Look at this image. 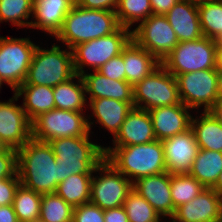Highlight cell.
<instances>
[{
    "instance_id": "cell-17",
    "label": "cell",
    "mask_w": 222,
    "mask_h": 222,
    "mask_svg": "<svg viewBox=\"0 0 222 222\" xmlns=\"http://www.w3.org/2000/svg\"><path fill=\"white\" fill-rule=\"evenodd\" d=\"M136 190L163 218H172L175 209L171 197L170 173L142 177L133 183Z\"/></svg>"
},
{
    "instance_id": "cell-12",
    "label": "cell",
    "mask_w": 222,
    "mask_h": 222,
    "mask_svg": "<svg viewBox=\"0 0 222 222\" xmlns=\"http://www.w3.org/2000/svg\"><path fill=\"white\" fill-rule=\"evenodd\" d=\"M180 101L190 109L210 111L218 100V72L206 69L176 77Z\"/></svg>"
},
{
    "instance_id": "cell-39",
    "label": "cell",
    "mask_w": 222,
    "mask_h": 222,
    "mask_svg": "<svg viewBox=\"0 0 222 222\" xmlns=\"http://www.w3.org/2000/svg\"><path fill=\"white\" fill-rule=\"evenodd\" d=\"M19 177L17 173V150L7 148L0 153V179Z\"/></svg>"
},
{
    "instance_id": "cell-5",
    "label": "cell",
    "mask_w": 222,
    "mask_h": 222,
    "mask_svg": "<svg viewBox=\"0 0 222 222\" xmlns=\"http://www.w3.org/2000/svg\"><path fill=\"white\" fill-rule=\"evenodd\" d=\"M75 75L72 50L53 43L50 49L36 47L23 84L55 87Z\"/></svg>"
},
{
    "instance_id": "cell-25",
    "label": "cell",
    "mask_w": 222,
    "mask_h": 222,
    "mask_svg": "<svg viewBox=\"0 0 222 222\" xmlns=\"http://www.w3.org/2000/svg\"><path fill=\"white\" fill-rule=\"evenodd\" d=\"M14 93L23 97L22 107L31 122L40 114L55 108L53 87L22 84Z\"/></svg>"
},
{
    "instance_id": "cell-4",
    "label": "cell",
    "mask_w": 222,
    "mask_h": 222,
    "mask_svg": "<svg viewBox=\"0 0 222 222\" xmlns=\"http://www.w3.org/2000/svg\"><path fill=\"white\" fill-rule=\"evenodd\" d=\"M90 135L48 141L58 163L59 183L73 174H93L105 159L104 146L92 143Z\"/></svg>"
},
{
    "instance_id": "cell-13",
    "label": "cell",
    "mask_w": 222,
    "mask_h": 222,
    "mask_svg": "<svg viewBox=\"0 0 222 222\" xmlns=\"http://www.w3.org/2000/svg\"><path fill=\"white\" fill-rule=\"evenodd\" d=\"M132 39L160 62L179 43L165 15L151 14L132 29Z\"/></svg>"
},
{
    "instance_id": "cell-26",
    "label": "cell",
    "mask_w": 222,
    "mask_h": 222,
    "mask_svg": "<svg viewBox=\"0 0 222 222\" xmlns=\"http://www.w3.org/2000/svg\"><path fill=\"white\" fill-rule=\"evenodd\" d=\"M201 113L199 118L196 115L191 119V130L199 149L222 152V124L212 112Z\"/></svg>"
},
{
    "instance_id": "cell-33",
    "label": "cell",
    "mask_w": 222,
    "mask_h": 222,
    "mask_svg": "<svg viewBox=\"0 0 222 222\" xmlns=\"http://www.w3.org/2000/svg\"><path fill=\"white\" fill-rule=\"evenodd\" d=\"M170 184L174 209L185 203H189L205 188L189 173L170 174Z\"/></svg>"
},
{
    "instance_id": "cell-20",
    "label": "cell",
    "mask_w": 222,
    "mask_h": 222,
    "mask_svg": "<svg viewBox=\"0 0 222 222\" xmlns=\"http://www.w3.org/2000/svg\"><path fill=\"white\" fill-rule=\"evenodd\" d=\"M76 0H34L30 28L40 29L53 37L63 26L67 13Z\"/></svg>"
},
{
    "instance_id": "cell-51",
    "label": "cell",
    "mask_w": 222,
    "mask_h": 222,
    "mask_svg": "<svg viewBox=\"0 0 222 222\" xmlns=\"http://www.w3.org/2000/svg\"><path fill=\"white\" fill-rule=\"evenodd\" d=\"M3 83H5V82L0 77V89L2 88L1 86L3 85Z\"/></svg>"
},
{
    "instance_id": "cell-44",
    "label": "cell",
    "mask_w": 222,
    "mask_h": 222,
    "mask_svg": "<svg viewBox=\"0 0 222 222\" xmlns=\"http://www.w3.org/2000/svg\"><path fill=\"white\" fill-rule=\"evenodd\" d=\"M0 222H19L13 205L0 206Z\"/></svg>"
},
{
    "instance_id": "cell-6",
    "label": "cell",
    "mask_w": 222,
    "mask_h": 222,
    "mask_svg": "<svg viewBox=\"0 0 222 222\" xmlns=\"http://www.w3.org/2000/svg\"><path fill=\"white\" fill-rule=\"evenodd\" d=\"M84 114L56 108L42 113L31 122L32 139L48 142L56 138L87 136L94 121Z\"/></svg>"
},
{
    "instance_id": "cell-43",
    "label": "cell",
    "mask_w": 222,
    "mask_h": 222,
    "mask_svg": "<svg viewBox=\"0 0 222 222\" xmlns=\"http://www.w3.org/2000/svg\"><path fill=\"white\" fill-rule=\"evenodd\" d=\"M179 0H150L153 14L165 15Z\"/></svg>"
},
{
    "instance_id": "cell-31",
    "label": "cell",
    "mask_w": 222,
    "mask_h": 222,
    "mask_svg": "<svg viewBox=\"0 0 222 222\" xmlns=\"http://www.w3.org/2000/svg\"><path fill=\"white\" fill-rule=\"evenodd\" d=\"M198 14L203 36L218 41L222 36V0L198 5Z\"/></svg>"
},
{
    "instance_id": "cell-11",
    "label": "cell",
    "mask_w": 222,
    "mask_h": 222,
    "mask_svg": "<svg viewBox=\"0 0 222 222\" xmlns=\"http://www.w3.org/2000/svg\"><path fill=\"white\" fill-rule=\"evenodd\" d=\"M95 172L100 175L92 176L90 202L102 210L123 206L133 183L106 159L96 167Z\"/></svg>"
},
{
    "instance_id": "cell-14",
    "label": "cell",
    "mask_w": 222,
    "mask_h": 222,
    "mask_svg": "<svg viewBox=\"0 0 222 222\" xmlns=\"http://www.w3.org/2000/svg\"><path fill=\"white\" fill-rule=\"evenodd\" d=\"M18 96L6 102L0 101V140L15 150L20 149L32 138L31 121L27 117L22 105L15 104Z\"/></svg>"
},
{
    "instance_id": "cell-32",
    "label": "cell",
    "mask_w": 222,
    "mask_h": 222,
    "mask_svg": "<svg viewBox=\"0 0 222 222\" xmlns=\"http://www.w3.org/2000/svg\"><path fill=\"white\" fill-rule=\"evenodd\" d=\"M74 207L57 193L42 195L38 222H72Z\"/></svg>"
},
{
    "instance_id": "cell-23",
    "label": "cell",
    "mask_w": 222,
    "mask_h": 222,
    "mask_svg": "<svg viewBox=\"0 0 222 222\" xmlns=\"http://www.w3.org/2000/svg\"><path fill=\"white\" fill-rule=\"evenodd\" d=\"M122 56L126 81L132 86L149 76L161 65L155 56L140 47L133 39L122 49Z\"/></svg>"
},
{
    "instance_id": "cell-3",
    "label": "cell",
    "mask_w": 222,
    "mask_h": 222,
    "mask_svg": "<svg viewBox=\"0 0 222 222\" xmlns=\"http://www.w3.org/2000/svg\"><path fill=\"white\" fill-rule=\"evenodd\" d=\"M119 27L115 11L87 9L75 3L55 37L72 50L81 43L110 35Z\"/></svg>"
},
{
    "instance_id": "cell-41",
    "label": "cell",
    "mask_w": 222,
    "mask_h": 222,
    "mask_svg": "<svg viewBox=\"0 0 222 222\" xmlns=\"http://www.w3.org/2000/svg\"><path fill=\"white\" fill-rule=\"evenodd\" d=\"M76 4L87 9L115 11L118 0H76Z\"/></svg>"
},
{
    "instance_id": "cell-48",
    "label": "cell",
    "mask_w": 222,
    "mask_h": 222,
    "mask_svg": "<svg viewBox=\"0 0 222 222\" xmlns=\"http://www.w3.org/2000/svg\"><path fill=\"white\" fill-rule=\"evenodd\" d=\"M218 99H222V73H218Z\"/></svg>"
},
{
    "instance_id": "cell-8",
    "label": "cell",
    "mask_w": 222,
    "mask_h": 222,
    "mask_svg": "<svg viewBox=\"0 0 222 222\" xmlns=\"http://www.w3.org/2000/svg\"><path fill=\"white\" fill-rule=\"evenodd\" d=\"M131 39L132 30L120 26L110 35L76 45L72 49L75 74L85 73L86 66L97 70L107 61L121 54L122 49Z\"/></svg>"
},
{
    "instance_id": "cell-37",
    "label": "cell",
    "mask_w": 222,
    "mask_h": 222,
    "mask_svg": "<svg viewBox=\"0 0 222 222\" xmlns=\"http://www.w3.org/2000/svg\"><path fill=\"white\" fill-rule=\"evenodd\" d=\"M72 222H105L104 210L91 202L76 206Z\"/></svg>"
},
{
    "instance_id": "cell-36",
    "label": "cell",
    "mask_w": 222,
    "mask_h": 222,
    "mask_svg": "<svg viewBox=\"0 0 222 222\" xmlns=\"http://www.w3.org/2000/svg\"><path fill=\"white\" fill-rule=\"evenodd\" d=\"M123 208L129 222H160L162 220L150 203L134 189L128 193Z\"/></svg>"
},
{
    "instance_id": "cell-29",
    "label": "cell",
    "mask_w": 222,
    "mask_h": 222,
    "mask_svg": "<svg viewBox=\"0 0 222 222\" xmlns=\"http://www.w3.org/2000/svg\"><path fill=\"white\" fill-rule=\"evenodd\" d=\"M93 174H73L58 184L56 193L73 207L90 202Z\"/></svg>"
},
{
    "instance_id": "cell-9",
    "label": "cell",
    "mask_w": 222,
    "mask_h": 222,
    "mask_svg": "<svg viewBox=\"0 0 222 222\" xmlns=\"http://www.w3.org/2000/svg\"><path fill=\"white\" fill-rule=\"evenodd\" d=\"M134 107L150 110L181 103L175 76L162 65L133 86Z\"/></svg>"
},
{
    "instance_id": "cell-47",
    "label": "cell",
    "mask_w": 222,
    "mask_h": 222,
    "mask_svg": "<svg viewBox=\"0 0 222 222\" xmlns=\"http://www.w3.org/2000/svg\"><path fill=\"white\" fill-rule=\"evenodd\" d=\"M212 189L215 190L220 196H222V171L219 174L218 179Z\"/></svg>"
},
{
    "instance_id": "cell-22",
    "label": "cell",
    "mask_w": 222,
    "mask_h": 222,
    "mask_svg": "<svg viewBox=\"0 0 222 222\" xmlns=\"http://www.w3.org/2000/svg\"><path fill=\"white\" fill-rule=\"evenodd\" d=\"M165 16L179 42L193 41L203 36L197 5L179 0Z\"/></svg>"
},
{
    "instance_id": "cell-42",
    "label": "cell",
    "mask_w": 222,
    "mask_h": 222,
    "mask_svg": "<svg viewBox=\"0 0 222 222\" xmlns=\"http://www.w3.org/2000/svg\"><path fill=\"white\" fill-rule=\"evenodd\" d=\"M105 222H129L123 206L104 210Z\"/></svg>"
},
{
    "instance_id": "cell-15",
    "label": "cell",
    "mask_w": 222,
    "mask_h": 222,
    "mask_svg": "<svg viewBox=\"0 0 222 222\" xmlns=\"http://www.w3.org/2000/svg\"><path fill=\"white\" fill-rule=\"evenodd\" d=\"M175 222H222V196L212 188H204L189 203L175 209Z\"/></svg>"
},
{
    "instance_id": "cell-18",
    "label": "cell",
    "mask_w": 222,
    "mask_h": 222,
    "mask_svg": "<svg viewBox=\"0 0 222 222\" xmlns=\"http://www.w3.org/2000/svg\"><path fill=\"white\" fill-rule=\"evenodd\" d=\"M190 110L182 102L178 105L161 106L148 110L156 139L163 141L191 129Z\"/></svg>"
},
{
    "instance_id": "cell-19",
    "label": "cell",
    "mask_w": 222,
    "mask_h": 222,
    "mask_svg": "<svg viewBox=\"0 0 222 222\" xmlns=\"http://www.w3.org/2000/svg\"><path fill=\"white\" fill-rule=\"evenodd\" d=\"M154 140L156 137L149 112L133 107L112 141L113 146H128L145 144Z\"/></svg>"
},
{
    "instance_id": "cell-49",
    "label": "cell",
    "mask_w": 222,
    "mask_h": 222,
    "mask_svg": "<svg viewBox=\"0 0 222 222\" xmlns=\"http://www.w3.org/2000/svg\"><path fill=\"white\" fill-rule=\"evenodd\" d=\"M185 1H188V2L198 6L200 4H204L206 2L214 1V0H185Z\"/></svg>"
},
{
    "instance_id": "cell-7",
    "label": "cell",
    "mask_w": 222,
    "mask_h": 222,
    "mask_svg": "<svg viewBox=\"0 0 222 222\" xmlns=\"http://www.w3.org/2000/svg\"><path fill=\"white\" fill-rule=\"evenodd\" d=\"M217 41L206 36L179 42L162 60L161 65L175 77L206 69H215Z\"/></svg>"
},
{
    "instance_id": "cell-35",
    "label": "cell",
    "mask_w": 222,
    "mask_h": 222,
    "mask_svg": "<svg viewBox=\"0 0 222 222\" xmlns=\"http://www.w3.org/2000/svg\"><path fill=\"white\" fill-rule=\"evenodd\" d=\"M34 0H0V22H11L17 27H30Z\"/></svg>"
},
{
    "instance_id": "cell-24",
    "label": "cell",
    "mask_w": 222,
    "mask_h": 222,
    "mask_svg": "<svg viewBox=\"0 0 222 222\" xmlns=\"http://www.w3.org/2000/svg\"><path fill=\"white\" fill-rule=\"evenodd\" d=\"M92 114L97 119L96 123L102 128L110 131L115 137L119 132L122 123L125 121L129 111L134 107V103H127L111 98L89 99Z\"/></svg>"
},
{
    "instance_id": "cell-46",
    "label": "cell",
    "mask_w": 222,
    "mask_h": 222,
    "mask_svg": "<svg viewBox=\"0 0 222 222\" xmlns=\"http://www.w3.org/2000/svg\"><path fill=\"white\" fill-rule=\"evenodd\" d=\"M210 112H212V114L222 124V99H218L216 101L214 107L210 110Z\"/></svg>"
},
{
    "instance_id": "cell-40",
    "label": "cell",
    "mask_w": 222,
    "mask_h": 222,
    "mask_svg": "<svg viewBox=\"0 0 222 222\" xmlns=\"http://www.w3.org/2000/svg\"><path fill=\"white\" fill-rule=\"evenodd\" d=\"M20 185L19 177L0 179V206L13 205L16 191Z\"/></svg>"
},
{
    "instance_id": "cell-45",
    "label": "cell",
    "mask_w": 222,
    "mask_h": 222,
    "mask_svg": "<svg viewBox=\"0 0 222 222\" xmlns=\"http://www.w3.org/2000/svg\"><path fill=\"white\" fill-rule=\"evenodd\" d=\"M215 69L218 73H222V44H217L215 56Z\"/></svg>"
},
{
    "instance_id": "cell-28",
    "label": "cell",
    "mask_w": 222,
    "mask_h": 222,
    "mask_svg": "<svg viewBox=\"0 0 222 222\" xmlns=\"http://www.w3.org/2000/svg\"><path fill=\"white\" fill-rule=\"evenodd\" d=\"M222 171V152L199 149L189 174L205 188H212Z\"/></svg>"
},
{
    "instance_id": "cell-38",
    "label": "cell",
    "mask_w": 222,
    "mask_h": 222,
    "mask_svg": "<svg viewBox=\"0 0 222 222\" xmlns=\"http://www.w3.org/2000/svg\"><path fill=\"white\" fill-rule=\"evenodd\" d=\"M97 71L113 80H126L122 52L103 64Z\"/></svg>"
},
{
    "instance_id": "cell-2",
    "label": "cell",
    "mask_w": 222,
    "mask_h": 222,
    "mask_svg": "<svg viewBox=\"0 0 222 222\" xmlns=\"http://www.w3.org/2000/svg\"><path fill=\"white\" fill-rule=\"evenodd\" d=\"M104 155L132 183L167 172L162 141L157 139L145 144L104 147Z\"/></svg>"
},
{
    "instance_id": "cell-1",
    "label": "cell",
    "mask_w": 222,
    "mask_h": 222,
    "mask_svg": "<svg viewBox=\"0 0 222 222\" xmlns=\"http://www.w3.org/2000/svg\"><path fill=\"white\" fill-rule=\"evenodd\" d=\"M20 183L41 195L56 193L59 184L58 163L48 142L30 139L17 150Z\"/></svg>"
},
{
    "instance_id": "cell-16",
    "label": "cell",
    "mask_w": 222,
    "mask_h": 222,
    "mask_svg": "<svg viewBox=\"0 0 222 222\" xmlns=\"http://www.w3.org/2000/svg\"><path fill=\"white\" fill-rule=\"evenodd\" d=\"M166 170L170 174L189 173L199 151L191 129L162 141Z\"/></svg>"
},
{
    "instance_id": "cell-30",
    "label": "cell",
    "mask_w": 222,
    "mask_h": 222,
    "mask_svg": "<svg viewBox=\"0 0 222 222\" xmlns=\"http://www.w3.org/2000/svg\"><path fill=\"white\" fill-rule=\"evenodd\" d=\"M42 195L20 185L16 191L13 208L19 222H38Z\"/></svg>"
},
{
    "instance_id": "cell-34",
    "label": "cell",
    "mask_w": 222,
    "mask_h": 222,
    "mask_svg": "<svg viewBox=\"0 0 222 222\" xmlns=\"http://www.w3.org/2000/svg\"><path fill=\"white\" fill-rule=\"evenodd\" d=\"M115 13L119 25L130 29L135 22L146 20L153 11L150 0H118Z\"/></svg>"
},
{
    "instance_id": "cell-10",
    "label": "cell",
    "mask_w": 222,
    "mask_h": 222,
    "mask_svg": "<svg viewBox=\"0 0 222 222\" xmlns=\"http://www.w3.org/2000/svg\"><path fill=\"white\" fill-rule=\"evenodd\" d=\"M36 47L29 37L0 36V77L13 92L24 83Z\"/></svg>"
},
{
    "instance_id": "cell-50",
    "label": "cell",
    "mask_w": 222,
    "mask_h": 222,
    "mask_svg": "<svg viewBox=\"0 0 222 222\" xmlns=\"http://www.w3.org/2000/svg\"><path fill=\"white\" fill-rule=\"evenodd\" d=\"M7 149V146L0 140V153L4 152Z\"/></svg>"
},
{
    "instance_id": "cell-52",
    "label": "cell",
    "mask_w": 222,
    "mask_h": 222,
    "mask_svg": "<svg viewBox=\"0 0 222 222\" xmlns=\"http://www.w3.org/2000/svg\"><path fill=\"white\" fill-rule=\"evenodd\" d=\"M217 44H222V36H221V38L217 41Z\"/></svg>"
},
{
    "instance_id": "cell-27",
    "label": "cell",
    "mask_w": 222,
    "mask_h": 222,
    "mask_svg": "<svg viewBox=\"0 0 222 222\" xmlns=\"http://www.w3.org/2000/svg\"><path fill=\"white\" fill-rule=\"evenodd\" d=\"M77 79V83L74 82ZM81 75L75 74L69 80L53 87V97L56 109L83 112L87 97Z\"/></svg>"
},
{
    "instance_id": "cell-21",
    "label": "cell",
    "mask_w": 222,
    "mask_h": 222,
    "mask_svg": "<svg viewBox=\"0 0 222 222\" xmlns=\"http://www.w3.org/2000/svg\"><path fill=\"white\" fill-rule=\"evenodd\" d=\"M89 99L111 98L127 103L133 101V86L126 80H113L94 70L81 75Z\"/></svg>"
}]
</instances>
